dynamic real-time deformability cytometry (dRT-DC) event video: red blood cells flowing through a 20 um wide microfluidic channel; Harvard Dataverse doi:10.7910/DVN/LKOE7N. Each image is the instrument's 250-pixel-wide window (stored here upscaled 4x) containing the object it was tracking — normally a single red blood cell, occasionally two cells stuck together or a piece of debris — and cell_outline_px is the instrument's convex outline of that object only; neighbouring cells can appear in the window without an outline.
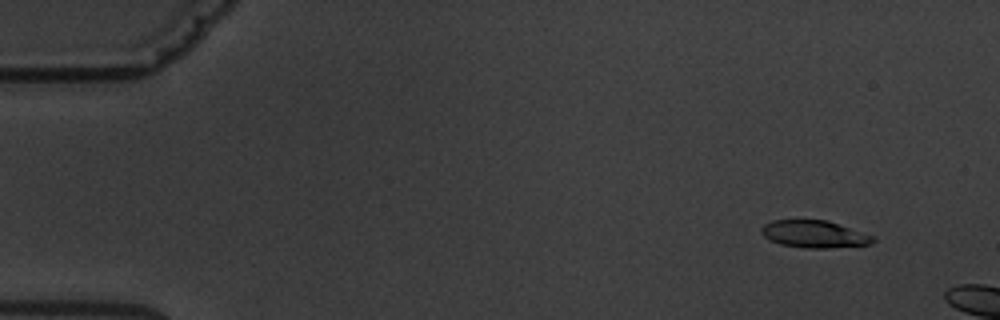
{"species": "common noctule bat (a hibernating species)", "species_latin": "Nyctalus noctula", "temperature_condition": "warm", "stored_images_in_passage": 3, "camera_frame_rate_fps": 3000, "um_per_image_px": 0.085, "animal": {"sex": "male", "body_mass_g": 19.5, "forearm_length_mm": 54.6}, "frame": {"image": 1, "passage_image": 2, "time_ms": 1.0, "image_size_px": [1000, 320], "cell_outline_px": [[876, 240], [872, 244], [828, 248], [804, 248], [780, 244], [764, 236], [760, 232], [760, 228], [764, 224], [772, 220], [828, 220], [876, 236]], "centroid_in_image_um": [69.25, 19.9], "position_along_channel_um": 15.7, "area_um2": 17.92}}